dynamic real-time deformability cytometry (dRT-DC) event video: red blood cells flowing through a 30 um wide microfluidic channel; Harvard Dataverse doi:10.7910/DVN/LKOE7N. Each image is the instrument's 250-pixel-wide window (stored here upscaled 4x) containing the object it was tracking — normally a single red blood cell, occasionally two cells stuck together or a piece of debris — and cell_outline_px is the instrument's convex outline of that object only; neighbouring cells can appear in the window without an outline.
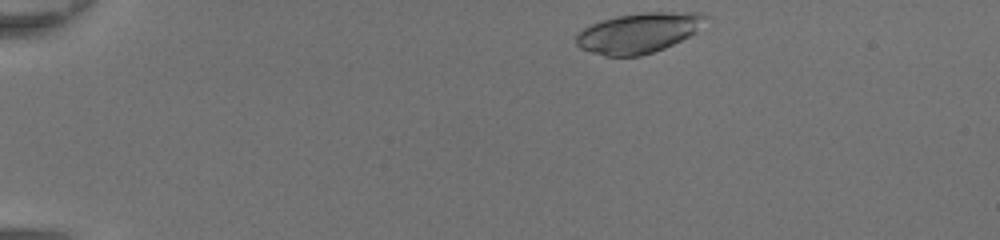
{"species": "common noctule bat (a hibernating species)", "species_latin": "Nyctalus noctula", "temperature_condition": "room temperature", "stored_images_in_passage": 40, "camera_frame_rate_fps": 3000, "um_per_image_px": 0.085, "animal": {"sex": "female", "body_mass_g": 20.0, "forearm_length_mm": 54.0}, "frame": {"image": 1, "passage_image": 1, "time_ms": 0.0, "image_size_px": [1000, 240], "cell_outline_px": [[712, 16], [696, 32], [664, 48], [640, 56], [604, 56], [580, 48], [576, 44], [576, 36], [584, 28], [592, 24], [616, 16], [644, 12], [700, 12]], "centroid_in_image_um": [54.34, 2.78], "position_along_channel_um": 30.7, "area_um2": 30.23}}
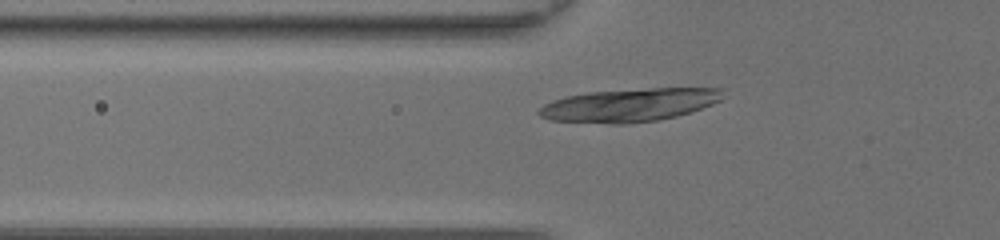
{"frame": {"image": 2, "passage_image": 10, "time_ms": 3.0, "image_size_px": [1000, 240], "cell_outline_px": [[724, 88], [720, 100], [712, 104], [676, 116], [656, 120], [628, 124], [612, 124], [548, 120], [540, 116], [536, 112], [544, 104], [552, 100], [568, 96], [588, 92], [652, 88]], "centroid_in_image_um": [53.45, 8.93], "position_along_channel_um": 72.3, "area_um2": 35.37}}